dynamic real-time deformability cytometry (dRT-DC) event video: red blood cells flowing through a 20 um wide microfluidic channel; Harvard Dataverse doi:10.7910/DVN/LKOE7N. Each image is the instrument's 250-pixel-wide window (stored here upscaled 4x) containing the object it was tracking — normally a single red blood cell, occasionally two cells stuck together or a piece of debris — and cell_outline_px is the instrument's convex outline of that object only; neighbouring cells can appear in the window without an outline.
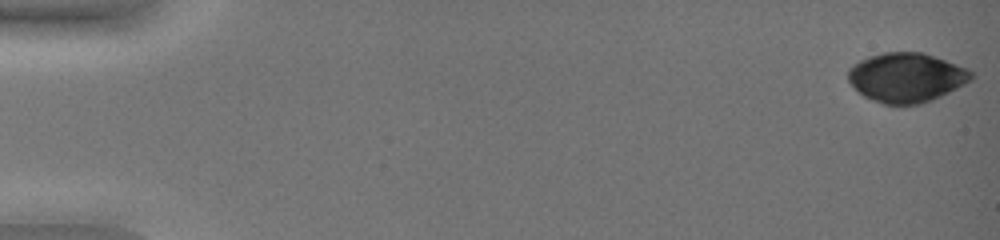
{"species": "common noctule bat (a hibernating species)", "species_latin": "Nyctalus noctula", "temperature_condition": "warm", "stored_images_in_passage": 53, "camera_frame_rate_fps": 3000, "um_per_image_px": 0.085, "animal": {"sex": "female", "body_mass_g": 19.0, "forearm_length_mm": 51.5}, "frame": {"image": 1, "passage_image": 1, "time_ms": 0.0, "image_size_px": [1000, 240], "cell_outline_px": [[976, 76], [972, 80], [932, 100], [920, 104], [884, 104], [872, 100], [864, 96], [848, 80], [848, 68], [852, 64], [868, 56], [884, 52], [924, 52], [968, 68]], "centroid_in_image_um": [77.05, 6.57], "position_along_channel_um": 7.9, "area_um2": 35.49}}
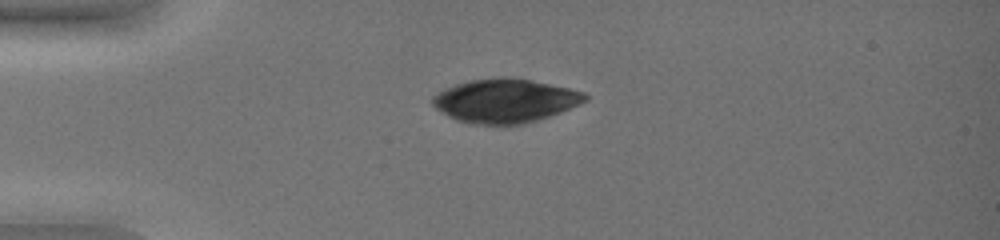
{"frame": {"image": 2, "passage_image": 15, "time_ms": 4.667, "image_size_px": [1000, 240], "cell_outline_px": [[588, 100], [580, 104], [560, 112], [536, 120], [520, 124], [468, 124], [456, 120], [440, 112], [432, 104], [432, 96], [436, 92], [456, 84], [468, 80], [496, 76], [508, 76], [568, 88], [584, 92], [588, 96]], "centroid_in_image_um": [42.88, 8.55], "position_along_channel_um": 42.1, "area_um2": 38.96}}